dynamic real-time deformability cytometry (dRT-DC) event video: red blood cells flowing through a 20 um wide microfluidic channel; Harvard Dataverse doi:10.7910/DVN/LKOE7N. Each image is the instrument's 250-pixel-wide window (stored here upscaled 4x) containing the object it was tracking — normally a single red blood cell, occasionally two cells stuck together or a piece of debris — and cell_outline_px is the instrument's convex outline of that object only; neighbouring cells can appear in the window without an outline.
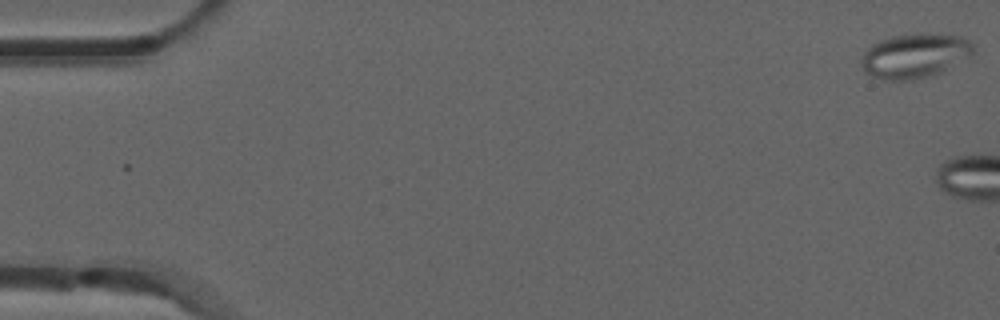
{"species": "common noctule bat (a hibernating species)", "species_latin": "Nyctalus noctula", "temperature_condition": "room temperature", "stored_images_in_passage": 2, "camera_frame_rate_fps": 3000, "um_per_image_px": 0.085, "animal": {"sex": "male", "forearm_length_mm": 52.5}, "frame": {"image": 1, "passage_image": 1, "time_ms": 0.0, "image_size_px": [1000, 320], "cell_outline_px": [[972, 52], [968, 56], [940, 72], [928, 76], [912, 80], [884, 80], [872, 76], [864, 72], [860, 64], [864, 52], [872, 44], [880, 40], [892, 36], [924, 32], [964, 36], [972, 44]], "centroid_in_image_um": [77.7, 4.72], "position_along_channel_um": 7.3, "area_um2": 28.96}}